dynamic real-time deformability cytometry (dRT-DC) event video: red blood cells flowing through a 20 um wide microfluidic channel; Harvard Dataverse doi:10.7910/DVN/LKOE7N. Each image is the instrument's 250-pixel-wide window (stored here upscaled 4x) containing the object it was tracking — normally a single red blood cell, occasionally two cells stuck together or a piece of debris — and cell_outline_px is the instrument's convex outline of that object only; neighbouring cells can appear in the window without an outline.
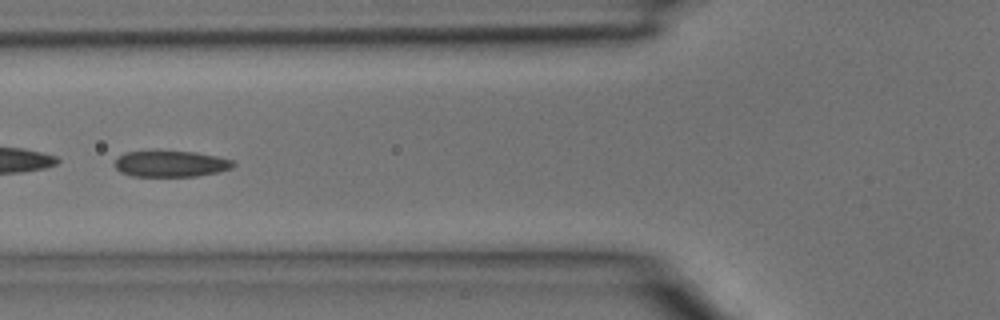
{"species": "common noctule bat (a hibernating species)", "species_latin": "Nyctalus noctula", "temperature_condition": "room temperature", "stored_images_in_passage": 4, "camera_frame_rate_fps": 3000, "um_per_image_px": 0.085, "animal": {"sex": "male", "body_mass_g": 15.6}, "frame": {"image": 1, "passage_image": 4, "time_ms": 1.0, "image_size_px": [1000, 320], "cell_outline_px": [[236, 164], [232, 168], [216, 172], [196, 176], [132, 176], [120, 172], [112, 164], [124, 152], [152, 148], [160, 148], [196, 152], [216, 156], [232, 160]], "centroid_in_image_um": [14.44, 13.86], "position_along_channel_um": 111.4, "area_um2": 18.96}}